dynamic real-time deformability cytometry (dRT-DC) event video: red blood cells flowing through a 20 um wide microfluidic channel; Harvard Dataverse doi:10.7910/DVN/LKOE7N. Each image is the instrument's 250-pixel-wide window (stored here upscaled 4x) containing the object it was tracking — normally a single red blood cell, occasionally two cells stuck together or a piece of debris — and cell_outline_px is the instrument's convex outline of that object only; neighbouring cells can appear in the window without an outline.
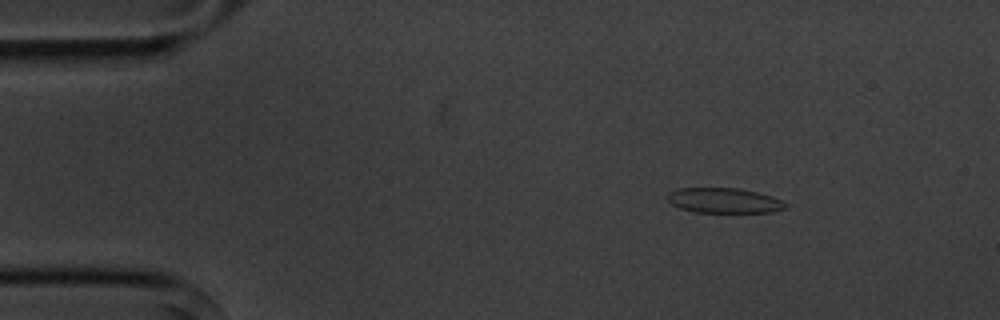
{"species": "common noctule bat (a hibernating species)", "species_latin": "Nyctalus noctula", "temperature_condition": "cold", "stored_images_in_passage": 4, "camera_frame_rate_fps": 3000, "um_per_image_px": 0.085, "animal": {"sex": "male", "body_mass_g": 20.1, "forearm_length_mm": 53.5}, "frame": {"image": 1, "passage_image": 2, "time_ms": 2.0, "image_size_px": [1000, 320], "cell_outline_px": [[788, 208], [772, 212], [696, 212], [680, 208], [672, 204], [668, 200], [668, 192], [680, 188], [740, 188], [772, 196], [788, 204]], "centroid_in_image_um": [61.57, 17.04], "position_along_channel_um": 23.4, "area_um2": 17.22}}